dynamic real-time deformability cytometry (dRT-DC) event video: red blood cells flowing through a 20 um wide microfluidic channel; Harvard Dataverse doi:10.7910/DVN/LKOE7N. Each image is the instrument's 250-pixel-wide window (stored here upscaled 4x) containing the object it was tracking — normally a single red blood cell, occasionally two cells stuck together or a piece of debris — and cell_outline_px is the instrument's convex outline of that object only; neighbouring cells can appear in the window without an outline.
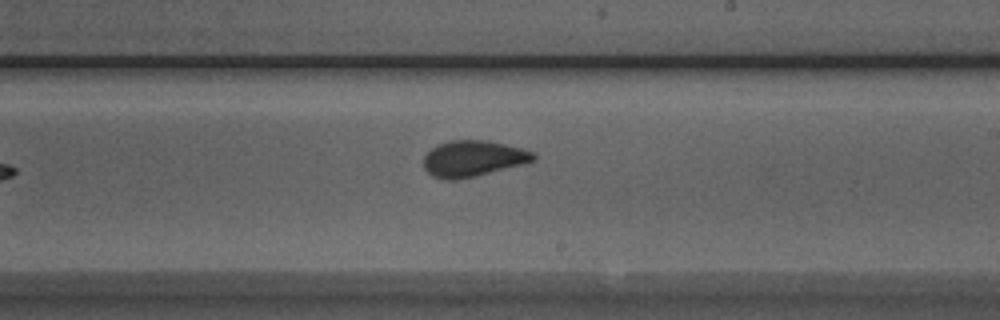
{"species": "Egyptian fruit bat (a non-hibernating species)", "species_latin": "Rousettus aegyptiacus", "temperature_condition": "room temperature", "stored_images_in_passage": 6, "camera_frame_rate_fps": 3000, "um_per_image_px": 0.085, "animal": {"sex": "male"}, "frame": {"image": 1, "passage_image": 6, "time_ms": 5.667, "image_size_px": [1000, 320], "cell_outline_px": [[536, 160], [524, 164], [476, 176], [456, 180], [444, 180], [432, 176], [424, 168], [424, 156], [432, 148], [448, 140], [488, 140], [536, 152]], "centroid_in_image_um": [40.23, 13.48], "position_along_channel_um": 248.8, "area_um2": 23.18}}